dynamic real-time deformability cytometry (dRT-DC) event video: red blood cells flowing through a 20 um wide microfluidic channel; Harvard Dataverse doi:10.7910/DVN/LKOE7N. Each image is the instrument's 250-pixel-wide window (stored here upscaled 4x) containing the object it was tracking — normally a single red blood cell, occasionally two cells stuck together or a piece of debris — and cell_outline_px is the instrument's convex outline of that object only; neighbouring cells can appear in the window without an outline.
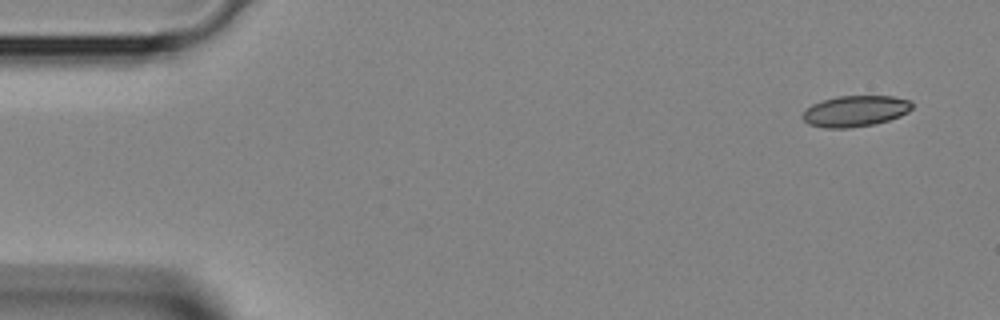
{"species": "Egyptian fruit bat (a non-hibernating species)", "species_latin": "Rousettus aegyptiacus", "temperature_condition": "room temperature", "stored_images_in_passage": 4, "camera_frame_rate_fps": 3000, "um_per_image_px": 0.085, "animal": {"sex": "female"}, "frame": {"image": 1, "passage_image": 1, "time_ms": 0.0, "image_size_px": [1000, 320], "cell_outline_px": [[912, 108], [908, 112], [900, 116], [876, 124], [848, 128], [824, 128], [808, 124], [800, 116], [812, 104], [836, 96], [892, 96], [908, 100], [912, 104]], "centroid_in_image_um": [72.68, 9.45], "position_along_channel_um": 12.3, "area_um2": 19.77}}